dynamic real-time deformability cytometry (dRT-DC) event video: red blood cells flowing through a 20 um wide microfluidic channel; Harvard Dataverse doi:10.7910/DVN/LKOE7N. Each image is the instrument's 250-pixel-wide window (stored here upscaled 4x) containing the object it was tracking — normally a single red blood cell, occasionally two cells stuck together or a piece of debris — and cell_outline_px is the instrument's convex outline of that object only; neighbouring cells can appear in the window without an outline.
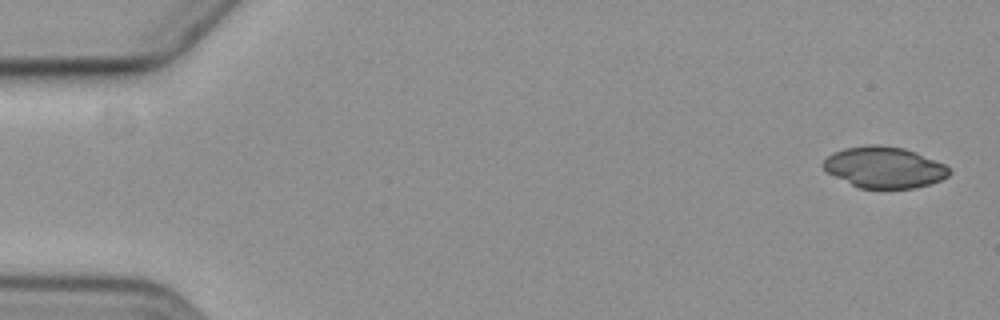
{"species": "common noctule bat (a hibernating species)", "species_latin": "Nyctalus noctula", "temperature_condition": "cold", "stored_images_in_passage": 6, "camera_frame_rate_fps": 3000, "um_per_image_px": 0.085, "animal": {"sex": "female", "body_mass_g": 19.3, "forearm_length_mm": 54.1}, "frame": {"image": 1, "passage_image": 1, "time_ms": 0.0, "image_size_px": [1000, 320], "cell_outline_px": [[952, 172], [948, 176], [940, 180], [928, 184], [912, 188], [856, 188], [828, 172], [820, 164], [828, 156], [844, 148], [868, 144], [880, 144], [904, 148], [916, 152], [944, 164]], "centroid_in_image_um": [75.14, 14.21], "position_along_channel_um": 9.9, "area_um2": 30.17}}